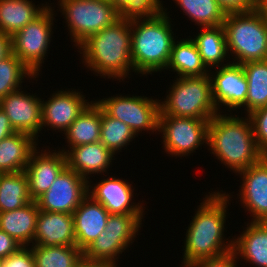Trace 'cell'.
I'll list each match as a JSON object with an SVG mask.
<instances>
[{
  "label": "cell",
  "mask_w": 267,
  "mask_h": 267,
  "mask_svg": "<svg viewBox=\"0 0 267 267\" xmlns=\"http://www.w3.org/2000/svg\"><path fill=\"white\" fill-rule=\"evenodd\" d=\"M88 195V181L66 166L36 203L39 210L73 214Z\"/></svg>",
  "instance_id": "obj_11"
},
{
  "label": "cell",
  "mask_w": 267,
  "mask_h": 267,
  "mask_svg": "<svg viewBox=\"0 0 267 267\" xmlns=\"http://www.w3.org/2000/svg\"><path fill=\"white\" fill-rule=\"evenodd\" d=\"M238 174L242 177L238 196L243 208L252 213L251 222H267V156Z\"/></svg>",
  "instance_id": "obj_15"
},
{
  "label": "cell",
  "mask_w": 267,
  "mask_h": 267,
  "mask_svg": "<svg viewBox=\"0 0 267 267\" xmlns=\"http://www.w3.org/2000/svg\"><path fill=\"white\" fill-rule=\"evenodd\" d=\"M35 6L32 0H0V32L13 36L38 17L46 5Z\"/></svg>",
  "instance_id": "obj_24"
},
{
  "label": "cell",
  "mask_w": 267,
  "mask_h": 267,
  "mask_svg": "<svg viewBox=\"0 0 267 267\" xmlns=\"http://www.w3.org/2000/svg\"><path fill=\"white\" fill-rule=\"evenodd\" d=\"M85 98L78 90L52 93L49 100L41 101V130L43 127H51L53 130L65 132L91 103Z\"/></svg>",
  "instance_id": "obj_13"
},
{
  "label": "cell",
  "mask_w": 267,
  "mask_h": 267,
  "mask_svg": "<svg viewBox=\"0 0 267 267\" xmlns=\"http://www.w3.org/2000/svg\"><path fill=\"white\" fill-rule=\"evenodd\" d=\"M242 65L248 82L246 113L267 106V60L249 61Z\"/></svg>",
  "instance_id": "obj_29"
},
{
  "label": "cell",
  "mask_w": 267,
  "mask_h": 267,
  "mask_svg": "<svg viewBox=\"0 0 267 267\" xmlns=\"http://www.w3.org/2000/svg\"><path fill=\"white\" fill-rule=\"evenodd\" d=\"M3 259L0 258V267H2Z\"/></svg>",
  "instance_id": "obj_46"
},
{
  "label": "cell",
  "mask_w": 267,
  "mask_h": 267,
  "mask_svg": "<svg viewBox=\"0 0 267 267\" xmlns=\"http://www.w3.org/2000/svg\"><path fill=\"white\" fill-rule=\"evenodd\" d=\"M117 265L108 261L90 260L83 257L78 267H117Z\"/></svg>",
  "instance_id": "obj_44"
},
{
  "label": "cell",
  "mask_w": 267,
  "mask_h": 267,
  "mask_svg": "<svg viewBox=\"0 0 267 267\" xmlns=\"http://www.w3.org/2000/svg\"><path fill=\"white\" fill-rule=\"evenodd\" d=\"M18 89L0 99V108L6 113L15 132L38 139L41 131V98ZM38 97V98H37Z\"/></svg>",
  "instance_id": "obj_14"
},
{
  "label": "cell",
  "mask_w": 267,
  "mask_h": 267,
  "mask_svg": "<svg viewBox=\"0 0 267 267\" xmlns=\"http://www.w3.org/2000/svg\"><path fill=\"white\" fill-rule=\"evenodd\" d=\"M169 115H159L158 132L162 133L165 152L172 157H184L207 144L209 121Z\"/></svg>",
  "instance_id": "obj_9"
},
{
  "label": "cell",
  "mask_w": 267,
  "mask_h": 267,
  "mask_svg": "<svg viewBox=\"0 0 267 267\" xmlns=\"http://www.w3.org/2000/svg\"><path fill=\"white\" fill-rule=\"evenodd\" d=\"M33 245L76 246L73 215L40 210Z\"/></svg>",
  "instance_id": "obj_18"
},
{
  "label": "cell",
  "mask_w": 267,
  "mask_h": 267,
  "mask_svg": "<svg viewBox=\"0 0 267 267\" xmlns=\"http://www.w3.org/2000/svg\"><path fill=\"white\" fill-rule=\"evenodd\" d=\"M31 201L24 171L0 173V213L21 208Z\"/></svg>",
  "instance_id": "obj_28"
},
{
  "label": "cell",
  "mask_w": 267,
  "mask_h": 267,
  "mask_svg": "<svg viewBox=\"0 0 267 267\" xmlns=\"http://www.w3.org/2000/svg\"><path fill=\"white\" fill-rule=\"evenodd\" d=\"M200 27L223 25L226 13L217 0H173Z\"/></svg>",
  "instance_id": "obj_31"
},
{
  "label": "cell",
  "mask_w": 267,
  "mask_h": 267,
  "mask_svg": "<svg viewBox=\"0 0 267 267\" xmlns=\"http://www.w3.org/2000/svg\"><path fill=\"white\" fill-rule=\"evenodd\" d=\"M245 229L233 239V252L257 267H267V222H250Z\"/></svg>",
  "instance_id": "obj_23"
},
{
  "label": "cell",
  "mask_w": 267,
  "mask_h": 267,
  "mask_svg": "<svg viewBox=\"0 0 267 267\" xmlns=\"http://www.w3.org/2000/svg\"><path fill=\"white\" fill-rule=\"evenodd\" d=\"M228 53L234 62L267 60V18L258 7L248 12L227 13L223 23Z\"/></svg>",
  "instance_id": "obj_5"
},
{
  "label": "cell",
  "mask_w": 267,
  "mask_h": 267,
  "mask_svg": "<svg viewBox=\"0 0 267 267\" xmlns=\"http://www.w3.org/2000/svg\"><path fill=\"white\" fill-rule=\"evenodd\" d=\"M127 180L113 176L93 184L88 180V195L101 203L109 214H144L142 203H132L134 188Z\"/></svg>",
  "instance_id": "obj_16"
},
{
  "label": "cell",
  "mask_w": 267,
  "mask_h": 267,
  "mask_svg": "<svg viewBox=\"0 0 267 267\" xmlns=\"http://www.w3.org/2000/svg\"><path fill=\"white\" fill-rule=\"evenodd\" d=\"M225 13L248 12L259 7L258 0H217Z\"/></svg>",
  "instance_id": "obj_40"
},
{
  "label": "cell",
  "mask_w": 267,
  "mask_h": 267,
  "mask_svg": "<svg viewBox=\"0 0 267 267\" xmlns=\"http://www.w3.org/2000/svg\"><path fill=\"white\" fill-rule=\"evenodd\" d=\"M254 130V137L259 149L267 156V106L248 114Z\"/></svg>",
  "instance_id": "obj_37"
},
{
  "label": "cell",
  "mask_w": 267,
  "mask_h": 267,
  "mask_svg": "<svg viewBox=\"0 0 267 267\" xmlns=\"http://www.w3.org/2000/svg\"><path fill=\"white\" fill-rule=\"evenodd\" d=\"M210 72L212 98L220 113V107L226 106V109L236 110L241 107L246 110V98L248 93V82L241 64L228 62L221 67ZM211 74V75H210ZM221 105V106H220Z\"/></svg>",
  "instance_id": "obj_12"
},
{
  "label": "cell",
  "mask_w": 267,
  "mask_h": 267,
  "mask_svg": "<svg viewBox=\"0 0 267 267\" xmlns=\"http://www.w3.org/2000/svg\"><path fill=\"white\" fill-rule=\"evenodd\" d=\"M41 151V152H40ZM37 149L31 154L24 170L28 178L29 194L33 201L49 190L59 173L67 166L63 151Z\"/></svg>",
  "instance_id": "obj_17"
},
{
  "label": "cell",
  "mask_w": 267,
  "mask_h": 267,
  "mask_svg": "<svg viewBox=\"0 0 267 267\" xmlns=\"http://www.w3.org/2000/svg\"><path fill=\"white\" fill-rule=\"evenodd\" d=\"M163 7L162 3L158 10L130 15L131 59L135 73L152 74L168 66L176 39L167 8Z\"/></svg>",
  "instance_id": "obj_2"
},
{
  "label": "cell",
  "mask_w": 267,
  "mask_h": 267,
  "mask_svg": "<svg viewBox=\"0 0 267 267\" xmlns=\"http://www.w3.org/2000/svg\"><path fill=\"white\" fill-rule=\"evenodd\" d=\"M259 7L263 10L267 18V0H261L259 3Z\"/></svg>",
  "instance_id": "obj_45"
},
{
  "label": "cell",
  "mask_w": 267,
  "mask_h": 267,
  "mask_svg": "<svg viewBox=\"0 0 267 267\" xmlns=\"http://www.w3.org/2000/svg\"><path fill=\"white\" fill-rule=\"evenodd\" d=\"M58 5L76 47L122 16L108 0H59Z\"/></svg>",
  "instance_id": "obj_7"
},
{
  "label": "cell",
  "mask_w": 267,
  "mask_h": 267,
  "mask_svg": "<svg viewBox=\"0 0 267 267\" xmlns=\"http://www.w3.org/2000/svg\"><path fill=\"white\" fill-rule=\"evenodd\" d=\"M142 96H111L95 102L109 116L127 124L137 135L141 131H158L160 102Z\"/></svg>",
  "instance_id": "obj_10"
},
{
  "label": "cell",
  "mask_w": 267,
  "mask_h": 267,
  "mask_svg": "<svg viewBox=\"0 0 267 267\" xmlns=\"http://www.w3.org/2000/svg\"><path fill=\"white\" fill-rule=\"evenodd\" d=\"M36 140L33 136L22 132H15L1 140L0 173L24 171L31 154L38 148Z\"/></svg>",
  "instance_id": "obj_22"
},
{
  "label": "cell",
  "mask_w": 267,
  "mask_h": 267,
  "mask_svg": "<svg viewBox=\"0 0 267 267\" xmlns=\"http://www.w3.org/2000/svg\"><path fill=\"white\" fill-rule=\"evenodd\" d=\"M160 103V115L211 119L218 112L209 75L177 77Z\"/></svg>",
  "instance_id": "obj_6"
},
{
  "label": "cell",
  "mask_w": 267,
  "mask_h": 267,
  "mask_svg": "<svg viewBox=\"0 0 267 267\" xmlns=\"http://www.w3.org/2000/svg\"><path fill=\"white\" fill-rule=\"evenodd\" d=\"M27 75V76H26ZM36 78L12 52L0 60V99L21 89L23 78Z\"/></svg>",
  "instance_id": "obj_33"
},
{
  "label": "cell",
  "mask_w": 267,
  "mask_h": 267,
  "mask_svg": "<svg viewBox=\"0 0 267 267\" xmlns=\"http://www.w3.org/2000/svg\"><path fill=\"white\" fill-rule=\"evenodd\" d=\"M11 53V37L0 32V60Z\"/></svg>",
  "instance_id": "obj_43"
},
{
  "label": "cell",
  "mask_w": 267,
  "mask_h": 267,
  "mask_svg": "<svg viewBox=\"0 0 267 267\" xmlns=\"http://www.w3.org/2000/svg\"><path fill=\"white\" fill-rule=\"evenodd\" d=\"M221 192H209L188 225L182 267L233 251V239L229 242L224 241V224L230 196L226 192Z\"/></svg>",
  "instance_id": "obj_1"
},
{
  "label": "cell",
  "mask_w": 267,
  "mask_h": 267,
  "mask_svg": "<svg viewBox=\"0 0 267 267\" xmlns=\"http://www.w3.org/2000/svg\"><path fill=\"white\" fill-rule=\"evenodd\" d=\"M129 244L120 235L100 234L84 251L85 258L108 261L117 264L119 254L129 248Z\"/></svg>",
  "instance_id": "obj_34"
},
{
  "label": "cell",
  "mask_w": 267,
  "mask_h": 267,
  "mask_svg": "<svg viewBox=\"0 0 267 267\" xmlns=\"http://www.w3.org/2000/svg\"><path fill=\"white\" fill-rule=\"evenodd\" d=\"M66 154L67 166L85 178L90 179L88 175L107 172L114 155L100 141L91 144L78 145L67 149H58Z\"/></svg>",
  "instance_id": "obj_20"
},
{
  "label": "cell",
  "mask_w": 267,
  "mask_h": 267,
  "mask_svg": "<svg viewBox=\"0 0 267 267\" xmlns=\"http://www.w3.org/2000/svg\"><path fill=\"white\" fill-rule=\"evenodd\" d=\"M22 246L5 231L0 229V258L5 259L17 252Z\"/></svg>",
  "instance_id": "obj_41"
},
{
  "label": "cell",
  "mask_w": 267,
  "mask_h": 267,
  "mask_svg": "<svg viewBox=\"0 0 267 267\" xmlns=\"http://www.w3.org/2000/svg\"><path fill=\"white\" fill-rule=\"evenodd\" d=\"M237 258L233 251L220 255L218 257L198 260L187 267H237Z\"/></svg>",
  "instance_id": "obj_39"
},
{
  "label": "cell",
  "mask_w": 267,
  "mask_h": 267,
  "mask_svg": "<svg viewBox=\"0 0 267 267\" xmlns=\"http://www.w3.org/2000/svg\"><path fill=\"white\" fill-rule=\"evenodd\" d=\"M195 43L201 59L207 68L223 66L228 55L226 33L223 25L202 27L198 35H194Z\"/></svg>",
  "instance_id": "obj_27"
},
{
  "label": "cell",
  "mask_w": 267,
  "mask_h": 267,
  "mask_svg": "<svg viewBox=\"0 0 267 267\" xmlns=\"http://www.w3.org/2000/svg\"><path fill=\"white\" fill-rule=\"evenodd\" d=\"M176 72L179 77L209 75L211 68L203 63L199 51L191 38L175 40L166 70Z\"/></svg>",
  "instance_id": "obj_26"
},
{
  "label": "cell",
  "mask_w": 267,
  "mask_h": 267,
  "mask_svg": "<svg viewBox=\"0 0 267 267\" xmlns=\"http://www.w3.org/2000/svg\"><path fill=\"white\" fill-rule=\"evenodd\" d=\"M39 211L36 201H31L21 208L1 212L0 229L13 237L22 247L31 246L34 241Z\"/></svg>",
  "instance_id": "obj_21"
},
{
  "label": "cell",
  "mask_w": 267,
  "mask_h": 267,
  "mask_svg": "<svg viewBox=\"0 0 267 267\" xmlns=\"http://www.w3.org/2000/svg\"><path fill=\"white\" fill-rule=\"evenodd\" d=\"M2 267H35L31 247H21L17 252L3 259Z\"/></svg>",
  "instance_id": "obj_38"
},
{
  "label": "cell",
  "mask_w": 267,
  "mask_h": 267,
  "mask_svg": "<svg viewBox=\"0 0 267 267\" xmlns=\"http://www.w3.org/2000/svg\"><path fill=\"white\" fill-rule=\"evenodd\" d=\"M54 9L47 8L33 21L11 36V52L35 75L47 56L54 25Z\"/></svg>",
  "instance_id": "obj_8"
},
{
  "label": "cell",
  "mask_w": 267,
  "mask_h": 267,
  "mask_svg": "<svg viewBox=\"0 0 267 267\" xmlns=\"http://www.w3.org/2000/svg\"><path fill=\"white\" fill-rule=\"evenodd\" d=\"M135 136L137 135L127 124L107 115L101 109L100 142L113 154L127 147Z\"/></svg>",
  "instance_id": "obj_32"
},
{
  "label": "cell",
  "mask_w": 267,
  "mask_h": 267,
  "mask_svg": "<svg viewBox=\"0 0 267 267\" xmlns=\"http://www.w3.org/2000/svg\"><path fill=\"white\" fill-rule=\"evenodd\" d=\"M72 215L76 246L84 251L105 229L109 212L87 195Z\"/></svg>",
  "instance_id": "obj_19"
},
{
  "label": "cell",
  "mask_w": 267,
  "mask_h": 267,
  "mask_svg": "<svg viewBox=\"0 0 267 267\" xmlns=\"http://www.w3.org/2000/svg\"><path fill=\"white\" fill-rule=\"evenodd\" d=\"M35 267H78L84 257L77 246L32 245Z\"/></svg>",
  "instance_id": "obj_30"
},
{
  "label": "cell",
  "mask_w": 267,
  "mask_h": 267,
  "mask_svg": "<svg viewBox=\"0 0 267 267\" xmlns=\"http://www.w3.org/2000/svg\"><path fill=\"white\" fill-rule=\"evenodd\" d=\"M131 44L130 15H122L112 25L90 35L77 49L84 66L97 76L123 81L130 70L134 72Z\"/></svg>",
  "instance_id": "obj_3"
},
{
  "label": "cell",
  "mask_w": 267,
  "mask_h": 267,
  "mask_svg": "<svg viewBox=\"0 0 267 267\" xmlns=\"http://www.w3.org/2000/svg\"><path fill=\"white\" fill-rule=\"evenodd\" d=\"M230 114L217 113L209 121L208 147L236 174L259 163L266 155L258 147L248 115L239 118Z\"/></svg>",
  "instance_id": "obj_4"
},
{
  "label": "cell",
  "mask_w": 267,
  "mask_h": 267,
  "mask_svg": "<svg viewBox=\"0 0 267 267\" xmlns=\"http://www.w3.org/2000/svg\"><path fill=\"white\" fill-rule=\"evenodd\" d=\"M121 15L144 14L161 8L160 0H108Z\"/></svg>",
  "instance_id": "obj_36"
},
{
  "label": "cell",
  "mask_w": 267,
  "mask_h": 267,
  "mask_svg": "<svg viewBox=\"0 0 267 267\" xmlns=\"http://www.w3.org/2000/svg\"><path fill=\"white\" fill-rule=\"evenodd\" d=\"M101 107L95 102L83 110L77 119L64 132L68 148L100 141Z\"/></svg>",
  "instance_id": "obj_25"
},
{
  "label": "cell",
  "mask_w": 267,
  "mask_h": 267,
  "mask_svg": "<svg viewBox=\"0 0 267 267\" xmlns=\"http://www.w3.org/2000/svg\"><path fill=\"white\" fill-rule=\"evenodd\" d=\"M15 133L6 113L0 108V141Z\"/></svg>",
  "instance_id": "obj_42"
},
{
  "label": "cell",
  "mask_w": 267,
  "mask_h": 267,
  "mask_svg": "<svg viewBox=\"0 0 267 267\" xmlns=\"http://www.w3.org/2000/svg\"><path fill=\"white\" fill-rule=\"evenodd\" d=\"M143 217L144 214H109L101 234L120 235L130 245L141 228Z\"/></svg>",
  "instance_id": "obj_35"
}]
</instances>
